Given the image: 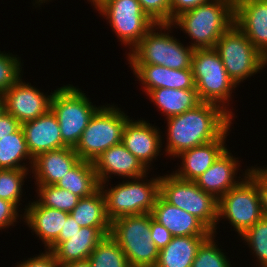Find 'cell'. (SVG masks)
<instances>
[{"label":"cell","instance_id":"obj_43","mask_svg":"<svg viewBox=\"0 0 267 267\" xmlns=\"http://www.w3.org/2000/svg\"><path fill=\"white\" fill-rule=\"evenodd\" d=\"M21 123L5 110L0 114V139L16 132Z\"/></svg>","mask_w":267,"mask_h":267},{"label":"cell","instance_id":"obj_1","mask_svg":"<svg viewBox=\"0 0 267 267\" xmlns=\"http://www.w3.org/2000/svg\"><path fill=\"white\" fill-rule=\"evenodd\" d=\"M166 120L167 143L163 153L166 152L164 154L170 159H175L185 150L217 140L234 123L228 112L210 102H201L195 108Z\"/></svg>","mask_w":267,"mask_h":267},{"label":"cell","instance_id":"obj_31","mask_svg":"<svg viewBox=\"0 0 267 267\" xmlns=\"http://www.w3.org/2000/svg\"><path fill=\"white\" fill-rule=\"evenodd\" d=\"M36 202L40 206H45L60 211L70 213L77 205L79 197L68 190L57 187L56 185L35 186ZM39 198V199H38Z\"/></svg>","mask_w":267,"mask_h":267},{"label":"cell","instance_id":"obj_35","mask_svg":"<svg viewBox=\"0 0 267 267\" xmlns=\"http://www.w3.org/2000/svg\"><path fill=\"white\" fill-rule=\"evenodd\" d=\"M21 57L10 52L0 51V94H4L23 77Z\"/></svg>","mask_w":267,"mask_h":267},{"label":"cell","instance_id":"obj_12","mask_svg":"<svg viewBox=\"0 0 267 267\" xmlns=\"http://www.w3.org/2000/svg\"><path fill=\"white\" fill-rule=\"evenodd\" d=\"M96 11L108 20L107 24L129 52L156 24L144 13L138 0H108Z\"/></svg>","mask_w":267,"mask_h":267},{"label":"cell","instance_id":"obj_28","mask_svg":"<svg viewBox=\"0 0 267 267\" xmlns=\"http://www.w3.org/2000/svg\"><path fill=\"white\" fill-rule=\"evenodd\" d=\"M56 186L68 190L79 198L91 196L100 189L93 162L82 159L62 177Z\"/></svg>","mask_w":267,"mask_h":267},{"label":"cell","instance_id":"obj_7","mask_svg":"<svg viewBox=\"0 0 267 267\" xmlns=\"http://www.w3.org/2000/svg\"><path fill=\"white\" fill-rule=\"evenodd\" d=\"M130 118L116 104L101 106L73 149L80 159L93 162L105 150L122 142L124 126Z\"/></svg>","mask_w":267,"mask_h":267},{"label":"cell","instance_id":"obj_22","mask_svg":"<svg viewBox=\"0 0 267 267\" xmlns=\"http://www.w3.org/2000/svg\"><path fill=\"white\" fill-rule=\"evenodd\" d=\"M151 215L170 231L173 237L210 236L212 232L195 216L171 205L158 196Z\"/></svg>","mask_w":267,"mask_h":267},{"label":"cell","instance_id":"obj_17","mask_svg":"<svg viewBox=\"0 0 267 267\" xmlns=\"http://www.w3.org/2000/svg\"><path fill=\"white\" fill-rule=\"evenodd\" d=\"M93 165L100 184L111 181V175L131 179L141 177L149 171L122 142L105 150L93 161Z\"/></svg>","mask_w":267,"mask_h":267},{"label":"cell","instance_id":"obj_15","mask_svg":"<svg viewBox=\"0 0 267 267\" xmlns=\"http://www.w3.org/2000/svg\"><path fill=\"white\" fill-rule=\"evenodd\" d=\"M230 149H226L219 158L207 169L197 180L199 186L204 192L211 194L219 200L224 194L238 185L249 173L250 166L243 170L241 160L232 155ZM242 170V176L237 177L238 172ZM237 180V181H236Z\"/></svg>","mask_w":267,"mask_h":267},{"label":"cell","instance_id":"obj_3","mask_svg":"<svg viewBox=\"0 0 267 267\" xmlns=\"http://www.w3.org/2000/svg\"><path fill=\"white\" fill-rule=\"evenodd\" d=\"M172 29L174 27L171 24H155L126 54L128 64L162 65L170 69L191 68L194 49L170 34L173 33Z\"/></svg>","mask_w":267,"mask_h":267},{"label":"cell","instance_id":"obj_38","mask_svg":"<svg viewBox=\"0 0 267 267\" xmlns=\"http://www.w3.org/2000/svg\"><path fill=\"white\" fill-rule=\"evenodd\" d=\"M251 166L248 175L256 182L264 217H267V166Z\"/></svg>","mask_w":267,"mask_h":267},{"label":"cell","instance_id":"obj_42","mask_svg":"<svg viewBox=\"0 0 267 267\" xmlns=\"http://www.w3.org/2000/svg\"><path fill=\"white\" fill-rule=\"evenodd\" d=\"M211 0H170L171 22L179 14L197 7L198 5L210 2Z\"/></svg>","mask_w":267,"mask_h":267},{"label":"cell","instance_id":"obj_6","mask_svg":"<svg viewBox=\"0 0 267 267\" xmlns=\"http://www.w3.org/2000/svg\"><path fill=\"white\" fill-rule=\"evenodd\" d=\"M110 236L123 250L130 267H155L159 249L151 238V213L119 217Z\"/></svg>","mask_w":267,"mask_h":267},{"label":"cell","instance_id":"obj_14","mask_svg":"<svg viewBox=\"0 0 267 267\" xmlns=\"http://www.w3.org/2000/svg\"><path fill=\"white\" fill-rule=\"evenodd\" d=\"M132 119L130 118L124 126L122 144L137 157L149 171H152V164L154 163L151 162L157 160V157L161 155L160 152L163 150L161 148L165 143L164 137L161 136L162 132L159 127L157 128V126L150 124L145 118L144 120L143 118H141L142 120Z\"/></svg>","mask_w":267,"mask_h":267},{"label":"cell","instance_id":"obj_26","mask_svg":"<svg viewBox=\"0 0 267 267\" xmlns=\"http://www.w3.org/2000/svg\"><path fill=\"white\" fill-rule=\"evenodd\" d=\"M208 237H173L163 249L159 250L155 267H191L199 247Z\"/></svg>","mask_w":267,"mask_h":267},{"label":"cell","instance_id":"obj_10","mask_svg":"<svg viewBox=\"0 0 267 267\" xmlns=\"http://www.w3.org/2000/svg\"><path fill=\"white\" fill-rule=\"evenodd\" d=\"M160 196L198 218L213 234H218V200L204 192L195 181L182 180L172 172L160 176Z\"/></svg>","mask_w":267,"mask_h":267},{"label":"cell","instance_id":"obj_8","mask_svg":"<svg viewBox=\"0 0 267 267\" xmlns=\"http://www.w3.org/2000/svg\"><path fill=\"white\" fill-rule=\"evenodd\" d=\"M85 91L72 84L54 90L51 110L56 115L62 142L74 148L94 113L102 106L93 105Z\"/></svg>","mask_w":267,"mask_h":267},{"label":"cell","instance_id":"obj_24","mask_svg":"<svg viewBox=\"0 0 267 267\" xmlns=\"http://www.w3.org/2000/svg\"><path fill=\"white\" fill-rule=\"evenodd\" d=\"M111 228L81 227L70 238L61 242L53 251L59 266L72 261L87 260L92 251L107 235Z\"/></svg>","mask_w":267,"mask_h":267},{"label":"cell","instance_id":"obj_40","mask_svg":"<svg viewBox=\"0 0 267 267\" xmlns=\"http://www.w3.org/2000/svg\"><path fill=\"white\" fill-rule=\"evenodd\" d=\"M151 238L155 246L161 250L173 238L172 234L163 225L155 221L151 215Z\"/></svg>","mask_w":267,"mask_h":267},{"label":"cell","instance_id":"obj_41","mask_svg":"<svg viewBox=\"0 0 267 267\" xmlns=\"http://www.w3.org/2000/svg\"><path fill=\"white\" fill-rule=\"evenodd\" d=\"M80 229L81 227L69 214L67 220L64 222V226L59 234V237L46 250L52 252L61 242L68 240L71 235H73L77 231H80Z\"/></svg>","mask_w":267,"mask_h":267},{"label":"cell","instance_id":"obj_25","mask_svg":"<svg viewBox=\"0 0 267 267\" xmlns=\"http://www.w3.org/2000/svg\"><path fill=\"white\" fill-rule=\"evenodd\" d=\"M163 116L167 118L182 114L201 103L196 89L157 88L147 95Z\"/></svg>","mask_w":267,"mask_h":267},{"label":"cell","instance_id":"obj_16","mask_svg":"<svg viewBox=\"0 0 267 267\" xmlns=\"http://www.w3.org/2000/svg\"><path fill=\"white\" fill-rule=\"evenodd\" d=\"M234 24L267 58V0H234Z\"/></svg>","mask_w":267,"mask_h":267},{"label":"cell","instance_id":"obj_19","mask_svg":"<svg viewBox=\"0 0 267 267\" xmlns=\"http://www.w3.org/2000/svg\"><path fill=\"white\" fill-rule=\"evenodd\" d=\"M133 75L141 83L147 95L157 88L195 89L191 68L170 69L162 65L129 64Z\"/></svg>","mask_w":267,"mask_h":267},{"label":"cell","instance_id":"obj_29","mask_svg":"<svg viewBox=\"0 0 267 267\" xmlns=\"http://www.w3.org/2000/svg\"><path fill=\"white\" fill-rule=\"evenodd\" d=\"M69 214L80 227L111 228L101 189L91 196L80 198L76 207Z\"/></svg>","mask_w":267,"mask_h":267},{"label":"cell","instance_id":"obj_18","mask_svg":"<svg viewBox=\"0 0 267 267\" xmlns=\"http://www.w3.org/2000/svg\"><path fill=\"white\" fill-rule=\"evenodd\" d=\"M230 128L231 126L217 140L193 147L177 155L176 158H180L182 162L173 174L182 180H197L227 149L226 138L231 132Z\"/></svg>","mask_w":267,"mask_h":267},{"label":"cell","instance_id":"obj_27","mask_svg":"<svg viewBox=\"0 0 267 267\" xmlns=\"http://www.w3.org/2000/svg\"><path fill=\"white\" fill-rule=\"evenodd\" d=\"M33 160L21 127L0 139V169L31 170Z\"/></svg>","mask_w":267,"mask_h":267},{"label":"cell","instance_id":"obj_47","mask_svg":"<svg viewBox=\"0 0 267 267\" xmlns=\"http://www.w3.org/2000/svg\"><path fill=\"white\" fill-rule=\"evenodd\" d=\"M5 110L4 108V96L0 94V114Z\"/></svg>","mask_w":267,"mask_h":267},{"label":"cell","instance_id":"obj_33","mask_svg":"<svg viewBox=\"0 0 267 267\" xmlns=\"http://www.w3.org/2000/svg\"><path fill=\"white\" fill-rule=\"evenodd\" d=\"M251 250L253 258H256L258 267L267 266V217L258 220L242 236H240ZM254 254V255H253Z\"/></svg>","mask_w":267,"mask_h":267},{"label":"cell","instance_id":"obj_13","mask_svg":"<svg viewBox=\"0 0 267 267\" xmlns=\"http://www.w3.org/2000/svg\"><path fill=\"white\" fill-rule=\"evenodd\" d=\"M22 77L10 87L4 94V108L21 124L32 121L41 115L46 114L51 109L50 95L44 94L34 85L26 83Z\"/></svg>","mask_w":267,"mask_h":267},{"label":"cell","instance_id":"obj_32","mask_svg":"<svg viewBox=\"0 0 267 267\" xmlns=\"http://www.w3.org/2000/svg\"><path fill=\"white\" fill-rule=\"evenodd\" d=\"M31 170L22 169H0V198L14 203L19 209L22 200L23 186L27 175ZM20 206V207H19Z\"/></svg>","mask_w":267,"mask_h":267},{"label":"cell","instance_id":"obj_4","mask_svg":"<svg viewBox=\"0 0 267 267\" xmlns=\"http://www.w3.org/2000/svg\"><path fill=\"white\" fill-rule=\"evenodd\" d=\"M148 174L149 172L141 177L125 179L116 186H111L110 182L100 184L107 217L111 222L123 216L152 212L160 195V176L148 179Z\"/></svg>","mask_w":267,"mask_h":267},{"label":"cell","instance_id":"obj_37","mask_svg":"<svg viewBox=\"0 0 267 267\" xmlns=\"http://www.w3.org/2000/svg\"><path fill=\"white\" fill-rule=\"evenodd\" d=\"M23 211L21 208L20 210L18 207L7 200H3L0 198V230L2 232V229H7L10 226H16V222L18 219H21L23 221V216L20 214V211ZM20 217V218H19Z\"/></svg>","mask_w":267,"mask_h":267},{"label":"cell","instance_id":"obj_9","mask_svg":"<svg viewBox=\"0 0 267 267\" xmlns=\"http://www.w3.org/2000/svg\"><path fill=\"white\" fill-rule=\"evenodd\" d=\"M214 49L236 86L262 72L267 66V58L234 23L222 34Z\"/></svg>","mask_w":267,"mask_h":267},{"label":"cell","instance_id":"obj_34","mask_svg":"<svg viewBox=\"0 0 267 267\" xmlns=\"http://www.w3.org/2000/svg\"><path fill=\"white\" fill-rule=\"evenodd\" d=\"M215 238L216 235L212 233L201 244L191 267H232L227 253L218 247L219 244Z\"/></svg>","mask_w":267,"mask_h":267},{"label":"cell","instance_id":"obj_36","mask_svg":"<svg viewBox=\"0 0 267 267\" xmlns=\"http://www.w3.org/2000/svg\"><path fill=\"white\" fill-rule=\"evenodd\" d=\"M144 13L156 24H171L170 0H138Z\"/></svg>","mask_w":267,"mask_h":267},{"label":"cell","instance_id":"obj_30","mask_svg":"<svg viewBox=\"0 0 267 267\" xmlns=\"http://www.w3.org/2000/svg\"><path fill=\"white\" fill-rule=\"evenodd\" d=\"M88 260L91 267H130L123 250L110 235L103 238Z\"/></svg>","mask_w":267,"mask_h":267},{"label":"cell","instance_id":"obj_21","mask_svg":"<svg viewBox=\"0 0 267 267\" xmlns=\"http://www.w3.org/2000/svg\"><path fill=\"white\" fill-rule=\"evenodd\" d=\"M21 128L33 158L43 152L67 147L62 142L59 122L51 109L46 114L21 124Z\"/></svg>","mask_w":267,"mask_h":267},{"label":"cell","instance_id":"obj_11","mask_svg":"<svg viewBox=\"0 0 267 267\" xmlns=\"http://www.w3.org/2000/svg\"><path fill=\"white\" fill-rule=\"evenodd\" d=\"M263 217L260 193L249 175L218 200L217 225L229 221L239 237Z\"/></svg>","mask_w":267,"mask_h":267},{"label":"cell","instance_id":"obj_45","mask_svg":"<svg viewBox=\"0 0 267 267\" xmlns=\"http://www.w3.org/2000/svg\"><path fill=\"white\" fill-rule=\"evenodd\" d=\"M87 1L91 2V6H94L93 9L97 10L99 7H101L108 0H87Z\"/></svg>","mask_w":267,"mask_h":267},{"label":"cell","instance_id":"obj_2","mask_svg":"<svg viewBox=\"0 0 267 267\" xmlns=\"http://www.w3.org/2000/svg\"><path fill=\"white\" fill-rule=\"evenodd\" d=\"M234 23V0H211L176 16L171 25L190 37L193 49L215 48ZM179 26V27H178Z\"/></svg>","mask_w":267,"mask_h":267},{"label":"cell","instance_id":"obj_39","mask_svg":"<svg viewBox=\"0 0 267 267\" xmlns=\"http://www.w3.org/2000/svg\"><path fill=\"white\" fill-rule=\"evenodd\" d=\"M32 257L30 256V258L20 261V263L17 262L15 267H60L54 254L49 250Z\"/></svg>","mask_w":267,"mask_h":267},{"label":"cell","instance_id":"obj_44","mask_svg":"<svg viewBox=\"0 0 267 267\" xmlns=\"http://www.w3.org/2000/svg\"><path fill=\"white\" fill-rule=\"evenodd\" d=\"M60 267H91L90 261L82 260V261H72L68 262Z\"/></svg>","mask_w":267,"mask_h":267},{"label":"cell","instance_id":"obj_5","mask_svg":"<svg viewBox=\"0 0 267 267\" xmlns=\"http://www.w3.org/2000/svg\"><path fill=\"white\" fill-rule=\"evenodd\" d=\"M191 69L200 101L215 103L235 118L229 102L237 86L229 78L218 52L214 48L194 49Z\"/></svg>","mask_w":267,"mask_h":267},{"label":"cell","instance_id":"obj_20","mask_svg":"<svg viewBox=\"0 0 267 267\" xmlns=\"http://www.w3.org/2000/svg\"><path fill=\"white\" fill-rule=\"evenodd\" d=\"M80 160L72 147H63L37 155L30 171L35 185H56Z\"/></svg>","mask_w":267,"mask_h":267},{"label":"cell","instance_id":"obj_23","mask_svg":"<svg viewBox=\"0 0 267 267\" xmlns=\"http://www.w3.org/2000/svg\"><path fill=\"white\" fill-rule=\"evenodd\" d=\"M23 221L38 240L47 249L58 237L67 220L69 213L57 209L40 206L35 200L23 208Z\"/></svg>","mask_w":267,"mask_h":267},{"label":"cell","instance_id":"obj_46","mask_svg":"<svg viewBox=\"0 0 267 267\" xmlns=\"http://www.w3.org/2000/svg\"><path fill=\"white\" fill-rule=\"evenodd\" d=\"M33 1H35V2H33V6H35V8H36L38 6L41 7L40 5H42L43 3L47 4L48 2H51L52 0H33Z\"/></svg>","mask_w":267,"mask_h":267}]
</instances>
